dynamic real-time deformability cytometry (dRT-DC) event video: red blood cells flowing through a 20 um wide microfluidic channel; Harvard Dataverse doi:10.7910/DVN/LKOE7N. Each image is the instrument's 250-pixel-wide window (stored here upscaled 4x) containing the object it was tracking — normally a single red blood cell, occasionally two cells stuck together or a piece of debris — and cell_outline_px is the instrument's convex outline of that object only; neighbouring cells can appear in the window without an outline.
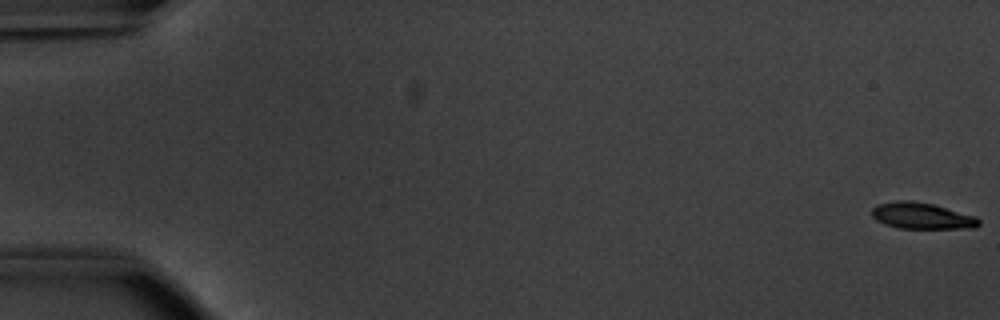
{"species": "common noctule bat (a hibernating species)", "species_latin": "Nyctalus noctula", "temperature_condition": "warm", "stored_images_in_passage": 52, "camera_frame_rate_fps": 3000, "um_per_image_px": 0.085, "animal": {"sex": "male", "body_mass_g": 20.1, "forearm_length_mm": 53.5}, "frame": {"image": 1, "passage_image": 1, "time_ms": 0.0, "image_size_px": [1000, 320], "cell_outline_px": [[980, 224], [976, 228], [896, 228], [884, 224], [876, 220], [872, 216], [872, 208], [876, 204], [896, 200], [912, 200], [932, 204], [976, 216], [980, 220]], "centroid_in_image_um": [78.33, 18.34], "position_along_channel_um": 6.7, "area_um2": 16.53}}
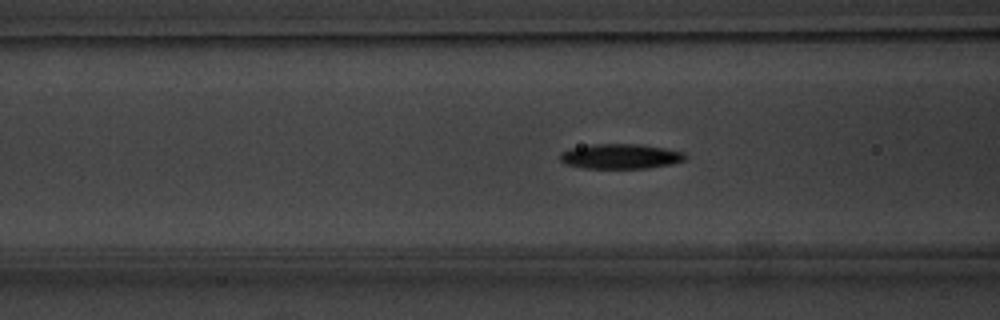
{"frame": {"image": 2, "passage_image": 22, "time_ms": 7.0, "image_size_px": [1000, 320], "cell_outline_px": [[688, 156], [684, 160], [672, 164], [648, 168], [584, 168], [564, 164], [560, 160], [560, 152], [568, 148], [592, 144], [640, 144], [664, 148], [684, 152]], "centroid_in_image_um": [52.72, 13.28], "position_along_channel_um": 113.9, "area_um2": 18.38}}
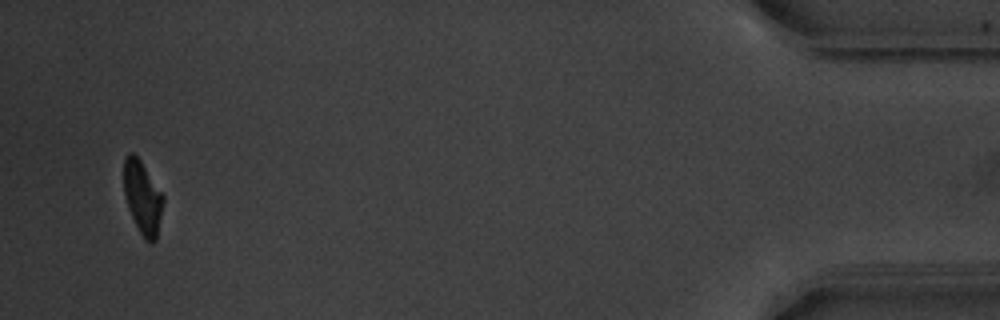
{"frame": {"image": 3, "passage_image": 52, "time_ms": 17.0, "image_size_px": [1000, 320], "cell_outline_px": [[164, 200], [156, 240], [152, 244], [144, 240], [128, 208], [124, 192], [124, 156], [128, 152], [132, 152], [140, 160], [164, 196]], "centroid_in_image_um": [12.12, 16.79], "position_along_channel_um": 423.1, "area_um2": 16.65}, "authors_computed_cell_mechanics": {"area_um2": 17.8024, "velocity_mm_per_s": 3.852, "shape_relaxation_time_tau1_ms": 2.2175, "shape_relaxation_time_tau2_ms": 3.8722, "deformation_change_tau1": 0.1709, "deformation_change_tau2": 0.0791}}